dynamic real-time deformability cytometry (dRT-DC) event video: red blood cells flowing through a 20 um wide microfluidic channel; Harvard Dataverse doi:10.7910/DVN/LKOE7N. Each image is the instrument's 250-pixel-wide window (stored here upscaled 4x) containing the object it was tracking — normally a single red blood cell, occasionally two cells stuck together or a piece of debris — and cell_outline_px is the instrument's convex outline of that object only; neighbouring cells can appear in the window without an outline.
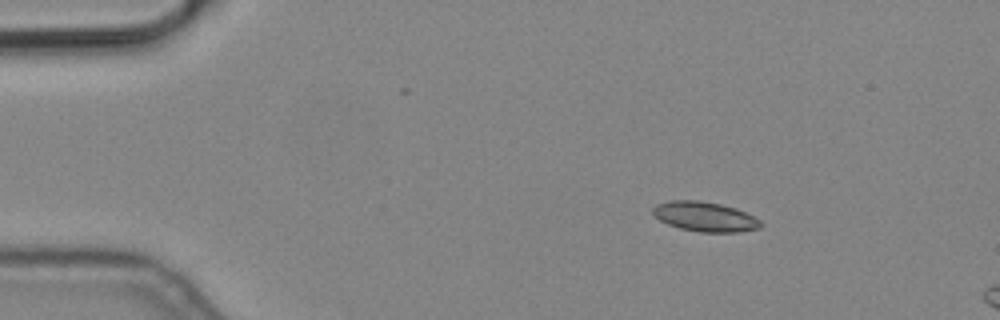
{"species": "common noctule bat (a hibernating species)", "species_latin": "Nyctalus noctula", "temperature_condition": "cold", "stored_images_in_passage": 4, "camera_frame_rate_fps": 3000, "um_per_image_px": 0.085, "animal": {"sex": "male", "body_mass_g": 19.2, "forearm_length_mm": 51.8}, "frame": {"image": 1, "passage_image": 2, "time_ms": 0.333, "image_size_px": [1000, 320], "cell_outline_px": [[764, 224], [760, 228], [740, 232], [700, 232], [680, 228], [668, 224], [660, 220], [652, 212], [652, 208], [656, 204], [672, 200], [696, 200], [720, 204], [736, 208], [760, 220]], "centroid_in_image_um": [59.93, 18.42], "position_along_channel_um": 25.1, "area_um2": 18.61}}